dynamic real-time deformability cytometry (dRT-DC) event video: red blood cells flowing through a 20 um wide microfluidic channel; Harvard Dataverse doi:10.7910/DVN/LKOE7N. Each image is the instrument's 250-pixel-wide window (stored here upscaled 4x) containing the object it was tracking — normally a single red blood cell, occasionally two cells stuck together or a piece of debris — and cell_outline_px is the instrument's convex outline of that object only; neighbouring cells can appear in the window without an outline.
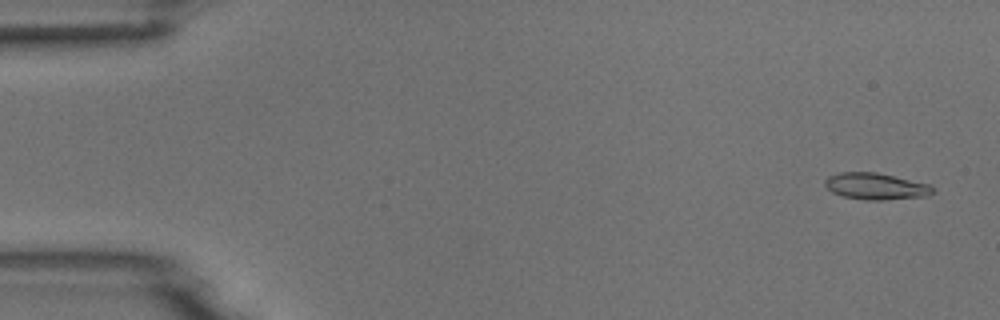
{"species": "common noctule bat (a hibernating species)", "species_latin": "Nyctalus noctula", "temperature_condition": "room temperature", "stored_images_in_passage": 4, "camera_frame_rate_fps": 3000, "um_per_image_px": 0.085, "animal": {"sex": "male", "body_mass_g": 18.8}, "frame": {"image": 1, "passage_image": 1, "time_ms": 0.0, "image_size_px": [1000, 320], "cell_outline_px": [[936, 192], [928, 196], [884, 200], [864, 200], [844, 196], [832, 192], [824, 184], [824, 180], [828, 176], [840, 172], [876, 172], [932, 184]], "centroid_in_image_um": [74.5, 15.83], "position_along_channel_um": 10.5, "area_um2": 16.94}}
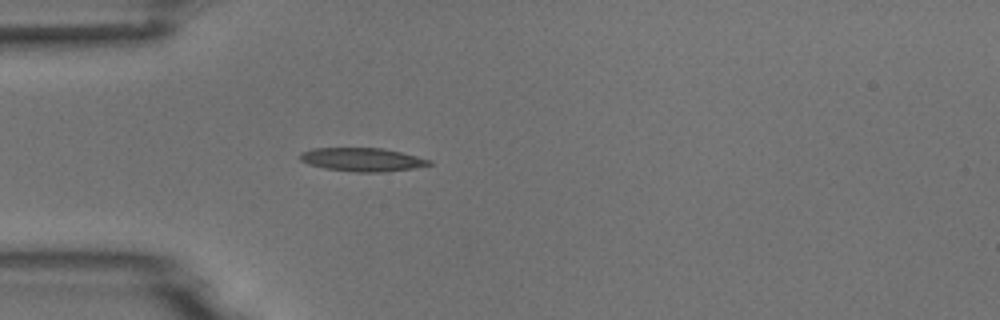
{"frame": {"image": 2, "passage_image": 4, "time_ms": 1.0, "image_size_px": [1000, 320], "cell_outline_px": [[432, 164], [416, 168], [384, 172], [356, 172], [324, 168], [308, 164], [300, 160], [300, 152], [312, 148], [380, 148], [400, 152], [432, 160]], "centroid_in_image_um": [30.78, 13.57], "position_along_channel_um": 54.2, "area_um2": 17.69}}